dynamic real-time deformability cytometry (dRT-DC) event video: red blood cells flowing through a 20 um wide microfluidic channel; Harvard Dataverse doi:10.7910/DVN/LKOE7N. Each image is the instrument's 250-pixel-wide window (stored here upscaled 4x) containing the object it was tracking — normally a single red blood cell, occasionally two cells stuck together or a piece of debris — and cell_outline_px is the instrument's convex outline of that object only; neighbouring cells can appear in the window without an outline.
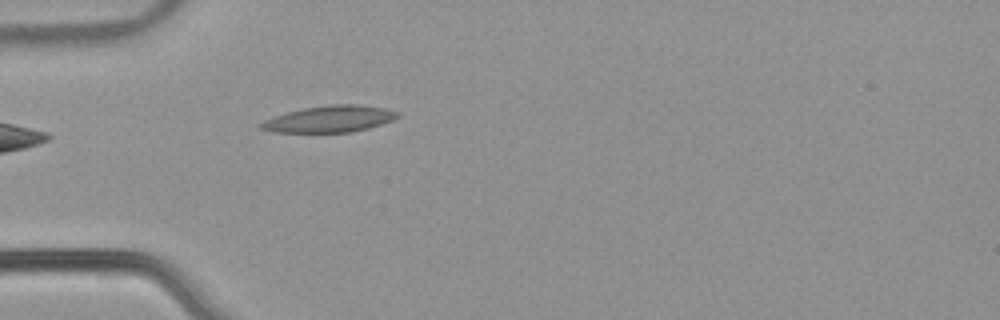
{"species": "common noctule bat (a hibernating species)", "species_latin": "Nyctalus noctula", "temperature_condition": "warm", "stored_images_in_passage": 38, "camera_frame_rate_fps": 3000, "um_per_image_px": 0.085, "animal": {"sex": "male", "body_mass_g": 21.5, "forearm_length_mm": 52.0}, "frame": {"image": 1, "passage_image": 1, "time_ms": 0.0, "image_size_px": [1000, 320], "cell_outline_px": [[400, 116], [392, 120], [368, 128], [352, 132], [276, 132], [260, 128], [256, 124], [264, 120], [288, 112], [304, 108], [332, 104], [356, 104], [384, 108], [400, 112]], "centroid_in_image_um": [28.02, 10.11], "position_along_channel_um": 57.0, "area_um2": 20.98}}
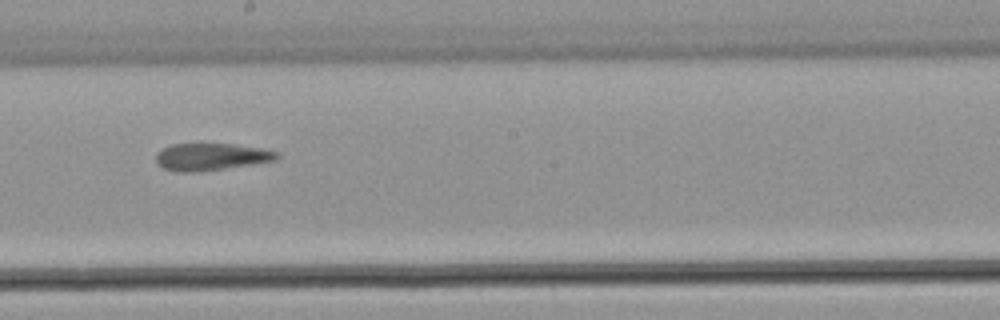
{"frame": {"image": 2, "passage_image": 15, "time_ms": 4.667, "image_size_px": [1000, 320], "cell_outline_px": [[280, 156], [276, 160], [252, 164], [196, 172], [176, 172], [164, 168], [156, 164], [156, 152], [172, 144], [236, 144], [260, 148], [280, 152]], "centroid_in_image_um": [17.94, 13.33], "position_along_channel_um": 230.3, "area_um2": 19.13}}
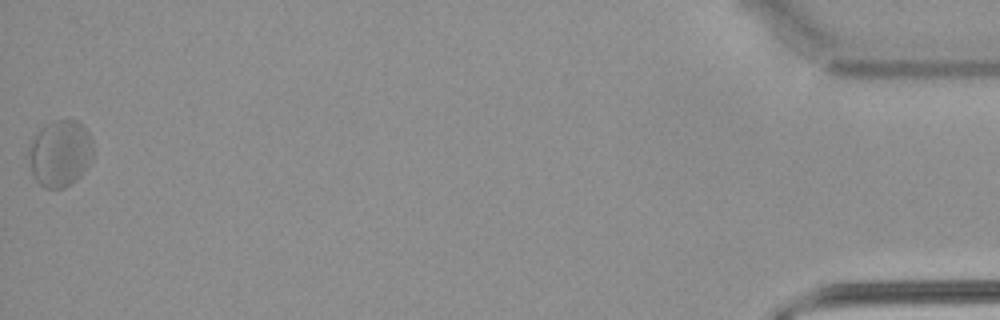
{"frame": {"image": 3, "passage_image": 38, "time_ms": 12.333, "image_size_px": [1000, 320], "cell_outline_px": [[92, 160], [80, 176], [76, 180], [64, 188], [44, 188], [36, 180], [28, 164], [28, 144], [48, 124], [56, 120], [68, 116], [84, 124], [92, 140]], "centroid_in_image_um": [5.12, 13.02], "position_along_channel_um": 430.1, "area_um2": 25.26}, "authors_computed_cell_mechanics": {"area_um2": 20.7502, "velocity_mm_per_s": 3.8547, "shape_relaxation_time_tau1_ms": null, "shape_relaxation_time_tau2_ms": 4.1689, "deformation_change_tau1": null, "deformation_change_tau2": 0.1275}}